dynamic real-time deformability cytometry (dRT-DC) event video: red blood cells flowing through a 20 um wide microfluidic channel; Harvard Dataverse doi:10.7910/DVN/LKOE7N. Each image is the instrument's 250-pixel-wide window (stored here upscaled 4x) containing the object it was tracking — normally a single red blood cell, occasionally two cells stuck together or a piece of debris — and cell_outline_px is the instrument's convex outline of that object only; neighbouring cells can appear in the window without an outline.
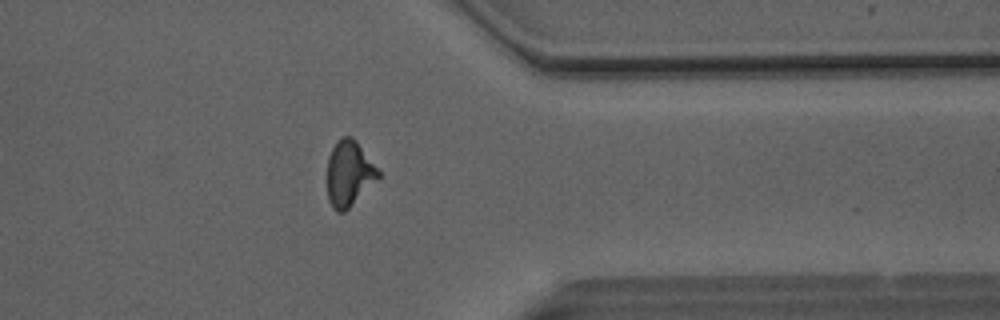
{"species": "Egyptian fruit bat (a non-hibernating species)", "species_latin": "Rousettus aegyptiacus", "temperature_condition": "room temperature", "stored_images_in_passage": 33, "camera_frame_rate_fps": 3000, "um_per_image_px": 0.085, "animal": {"sex": "male"}, "frame": {"image": 1, "passage_image": 28, "time_ms": 9.0, "image_size_px": [1000, 320], "cell_outline_px": [[380, 176], [344, 212], [336, 212], [332, 208], [328, 200], [328, 156], [336, 140], [340, 136], [352, 136], [356, 140], [380, 172]], "centroid_in_image_um": [29.64, 14.72], "position_along_channel_um": 381.8, "area_um2": 19.31}}